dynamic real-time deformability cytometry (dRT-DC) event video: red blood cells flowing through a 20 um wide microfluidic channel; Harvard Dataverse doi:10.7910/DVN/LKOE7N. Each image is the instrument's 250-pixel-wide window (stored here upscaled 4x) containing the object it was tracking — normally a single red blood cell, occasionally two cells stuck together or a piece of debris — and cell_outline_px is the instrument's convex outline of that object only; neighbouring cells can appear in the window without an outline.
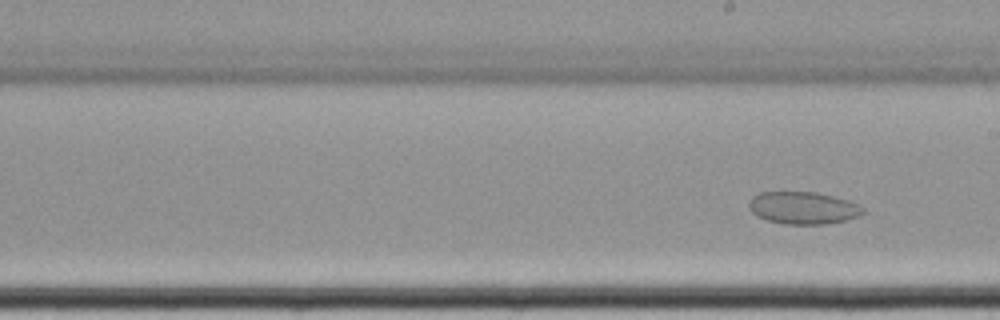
{"species": "common noctule bat (a hibernating species)", "species_latin": "Nyctalus noctula", "temperature_condition": "cold", "stored_images_in_passage": 11, "segment_of_instrument_passage": [2, 2], "camera_frame_rate_fps": 3000, "um_per_image_px": 0.085, "animal": {"sex": "female", "body_mass_g": 22.7, "forearm_length_mm": 54.2}, "frame": {"image": 1, "passage_image": 11, "time_ms": 12.667, "image_size_px": [1000, 320], "cell_outline_px": [[864, 212], [856, 216], [844, 220], [824, 224], [784, 224], [768, 220], [756, 216], [748, 208], [748, 204], [752, 196], [760, 192], [816, 192], [848, 200], [860, 204], [864, 208]], "centroid_in_image_um": [68.23, 17.66], "position_along_channel_um": 220.8, "area_um2": 21.44}}